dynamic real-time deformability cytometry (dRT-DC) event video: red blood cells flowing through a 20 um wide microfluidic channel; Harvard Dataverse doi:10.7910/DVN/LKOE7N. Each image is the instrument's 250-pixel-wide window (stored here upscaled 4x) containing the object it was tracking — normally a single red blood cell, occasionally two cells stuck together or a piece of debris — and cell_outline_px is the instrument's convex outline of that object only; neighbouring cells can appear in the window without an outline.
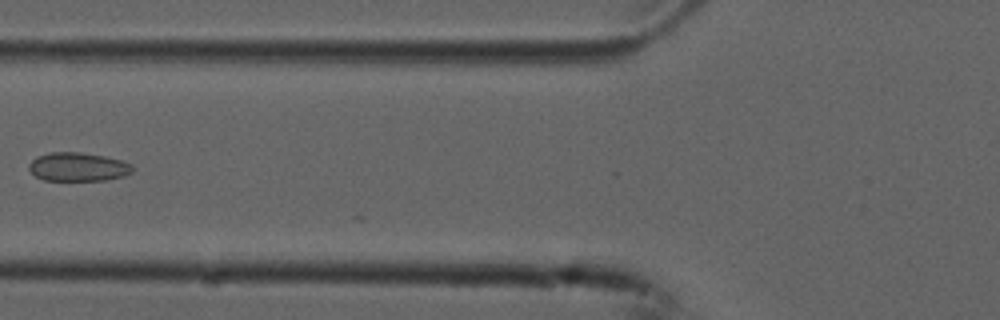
{"species": "common noctule bat (a hibernating species)", "species_latin": "Nyctalus noctula", "temperature_condition": "cold", "stored_images_in_passage": 7, "camera_frame_rate_fps": 3000, "um_per_image_px": 0.085, "animal": {"sex": "male", "forearm_length_mm": 52.5}, "frame": {"image": 1, "passage_image": 6, "time_ms": 1.667, "image_size_px": [1000, 320], "cell_outline_px": [[132, 172], [124, 176], [108, 180], [44, 180], [36, 176], [28, 168], [28, 164], [36, 156], [52, 152], [80, 152], [104, 156], [120, 160], [132, 164]], "centroid_in_image_um": [6.62, 14.18], "position_along_channel_um": 119.2, "area_um2": 17.28}}
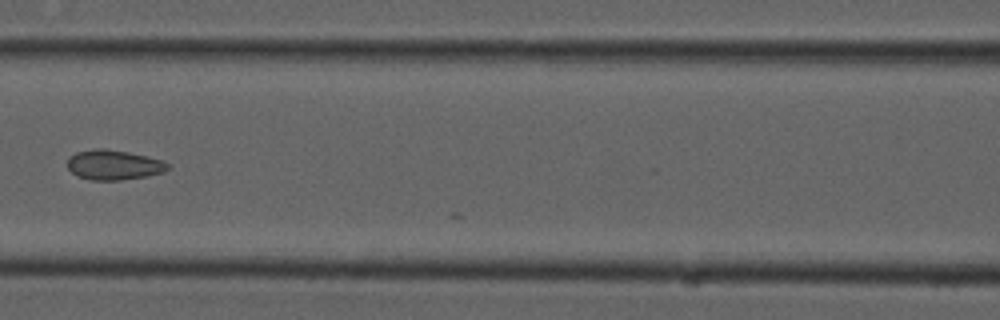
{"frame": {"image": 2, "passage_image": 7, "time_ms": 2.0, "image_size_px": [1000, 320], "cell_outline_px": [[168, 168], [164, 172], [148, 176], [120, 180], [88, 180], [76, 176], [68, 168], [68, 156], [76, 152], [96, 148], [104, 148], [128, 152], [160, 160], [168, 164]], "centroid_in_image_um": [9.61, 14.02], "position_along_channel_um": 157.0, "area_um2": 17.46}}